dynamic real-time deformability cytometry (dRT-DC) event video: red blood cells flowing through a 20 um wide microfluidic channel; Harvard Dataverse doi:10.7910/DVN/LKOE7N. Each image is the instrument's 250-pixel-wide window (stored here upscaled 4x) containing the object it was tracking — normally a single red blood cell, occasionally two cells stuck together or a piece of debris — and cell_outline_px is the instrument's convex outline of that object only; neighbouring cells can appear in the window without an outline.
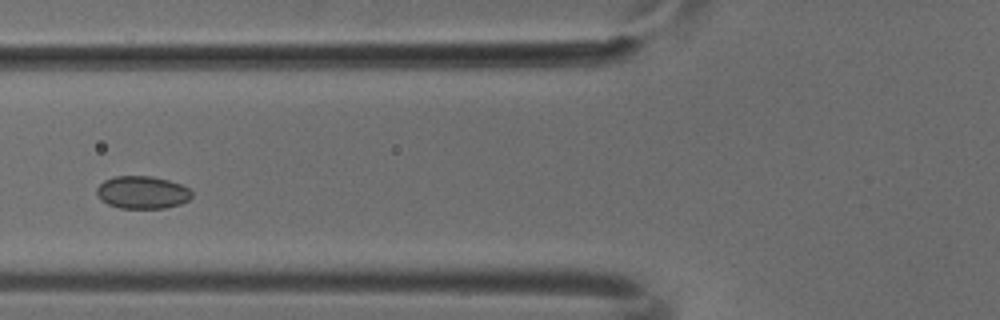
{"species": "common noctule bat (a hibernating species)", "species_latin": "Nyctalus noctula", "temperature_condition": "cold", "stored_images_in_passage": 3, "camera_frame_rate_fps": 3000, "um_per_image_px": 0.085, "animal": {"sex": "male", "body_mass_g": 18.8}, "frame": {"image": 1, "passage_image": 3, "time_ms": 0.667, "image_size_px": [1000, 320], "cell_outline_px": [[192, 196], [188, 200], [180, 204], [164, 208], [120, 208], [108, 204], [100, 200], [96, 192], [96, 188], [104, 180], [112, 176], [152, 176], [168, 180], [180, 184], [188, 188], [192, 192]], "centroid_in_image_um": [12.07, 16.35], "position_along_channel_um": 113.7, "area_um2": 18.15}}